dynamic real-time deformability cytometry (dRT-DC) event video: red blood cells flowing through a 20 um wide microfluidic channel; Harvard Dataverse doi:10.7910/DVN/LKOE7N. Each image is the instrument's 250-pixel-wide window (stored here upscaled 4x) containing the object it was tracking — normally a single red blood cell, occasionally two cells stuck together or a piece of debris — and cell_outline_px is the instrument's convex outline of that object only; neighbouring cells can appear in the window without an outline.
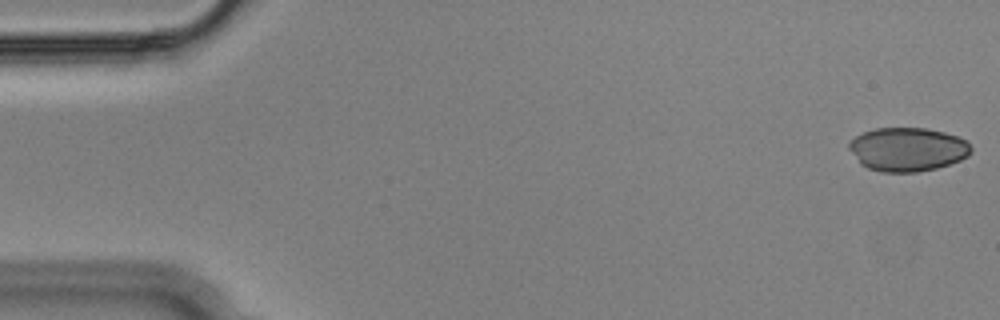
{"species": "Egyptian fruit bat (a non-hibernating species)", "species_latin": "Rousettus aegyptiacus", "temperature_condition": "cold", "stored_images_in_passage": 54, "camera_frame_rate_fps": 3000, "um_per_image_px": 0.085, "animal": {"sex": "male"}, "frame": {"image": 1, "passage_image": 1, "time_ms": 0.0, "image_size_px": [1000, 320], "cell_outline_px": [[972, 152], [968, 156], [960, 160], [936, 168], [916, 172], [880, 172], [868, 168], [860, 164], [848, 148], [848, 144], [856, 136], [864, 132], [876, 128], [928, 128], [944, 132], [968, 140], [972, 148]], "centroid_in_image_um": [77.16, 12.69], "position_along_channel_um": 7.8, "area_um2": 31.21}}
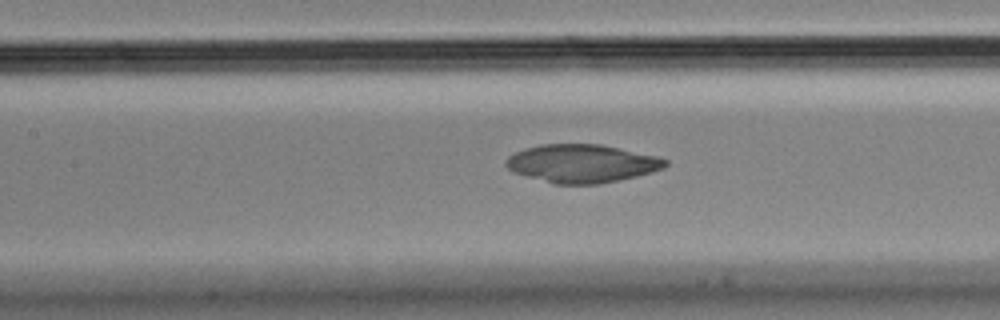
{"frame": {"image": 2, "passage_image": 24, "time_ms": 7.667, "image_size_px": [1000, 320], "cell_outline_px": [[668, 164], [664, 168], [652, 172], [636, 176], [600, 184], [556, 184], [512, 172], [504, 164], [504, 160], [508, 156], [524, 148], [540, 144], [600, 144], [660, 156], [668, 160]], "centroid_in_image_um": [49.47, 13.89], "position_along_channel_um": 157.9, "area_um2": 35.66}}
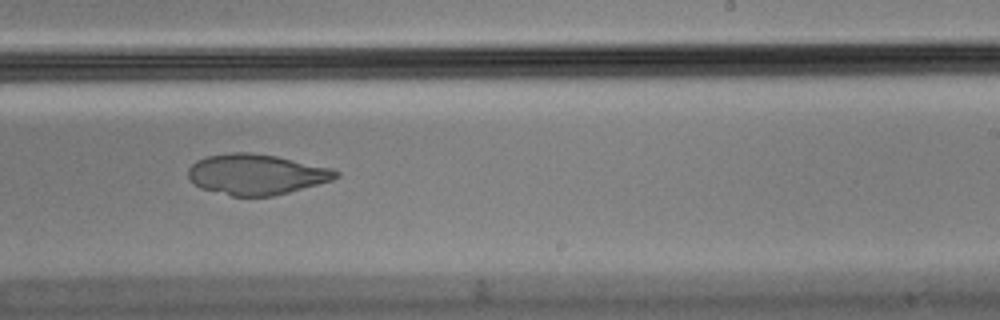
{"frame": {"image": 3, "passage_image": 33, "time_ms": 10.667, "image_size_px": [1000, 320], "cell_outline_px": [[340, 176], [332, 180], [288, 192], [272, 196], [232, 196], [200, 188], [188, 176], [188, 168], [196, 160], [208, 156], [232, 152], [248, 152], [276, 156], [332, 168], [340, 172]], "centroid_in_image_um": [21.79, 14.81], "position_along_channel_um": 267.2, "area_um2": 34.68}}